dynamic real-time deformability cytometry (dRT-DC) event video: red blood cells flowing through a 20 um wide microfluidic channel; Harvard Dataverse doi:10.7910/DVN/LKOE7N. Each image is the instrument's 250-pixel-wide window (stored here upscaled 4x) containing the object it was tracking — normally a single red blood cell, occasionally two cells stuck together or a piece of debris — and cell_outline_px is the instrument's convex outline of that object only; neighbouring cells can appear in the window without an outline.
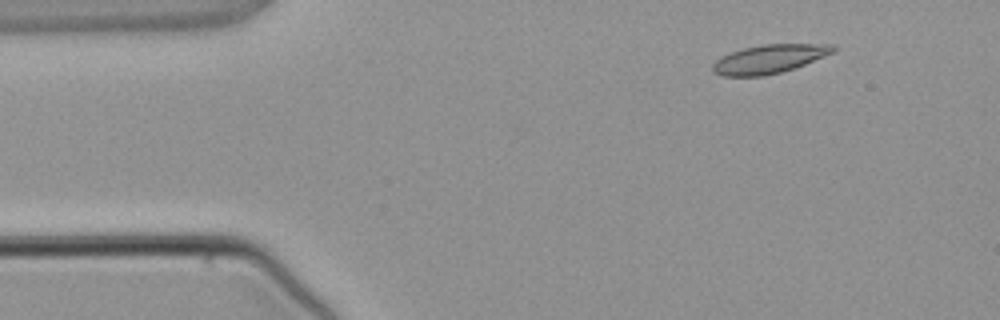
{"species": "common noctule bat (a hibernating species)", "species_latin": "Nyctalus noctula", "temperature_condition": "warm", "stored_images_in_passage": 3, "camera_frame_rate_fps": 3000, "um_per_image_px": 0.085, "animal": {"sex": "male", "body_mass_g": 21.5, "forearm_length_mm": 52.0}, "frame": {"image": 1, "passage_image": 1, "time_ms": 0.0, "image_size_px": [1000, 320], "cell_outline_px": [[836, 52], [804, 64], [780, 72], [764, 76], [724, 76], [716, 72], [712, 68], [712, 64], [720, 56], [744, 48], [764, 44], [836, 44]], "centroid_in_image_um": [65.42, 5.0], "position_along_channel_um": 19.6, "area_um2": 20.0}}
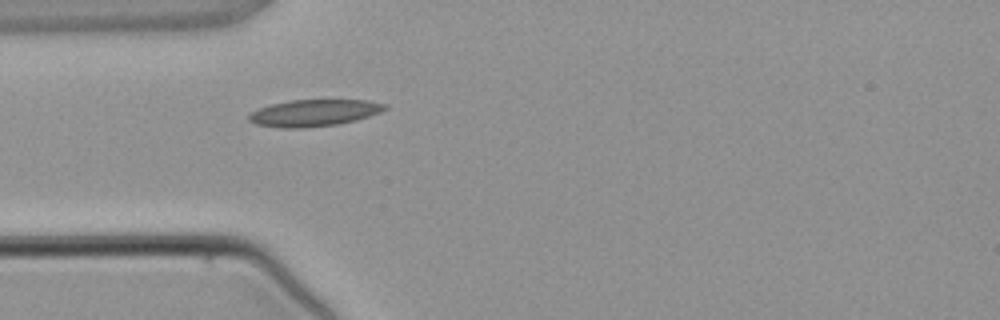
{"frame": {"image": 2, "passage_image": 3, "time_ms": 2.333, "image_size_px": [1000, 320], "cell_outline_px": [[388, 108], [380, 112], [356, 120], [336, 124], [304, 128], [280, 128], [256, 124], [248, 120], [248, 116], [252, 112], [260, 108], [272, 104], [292, 100], [368, 100], [388, 104]], "centroid_in_image_um": [26.71, 9.59], "position_along_channel_um": 58.3, "area_um2": 21.1}}